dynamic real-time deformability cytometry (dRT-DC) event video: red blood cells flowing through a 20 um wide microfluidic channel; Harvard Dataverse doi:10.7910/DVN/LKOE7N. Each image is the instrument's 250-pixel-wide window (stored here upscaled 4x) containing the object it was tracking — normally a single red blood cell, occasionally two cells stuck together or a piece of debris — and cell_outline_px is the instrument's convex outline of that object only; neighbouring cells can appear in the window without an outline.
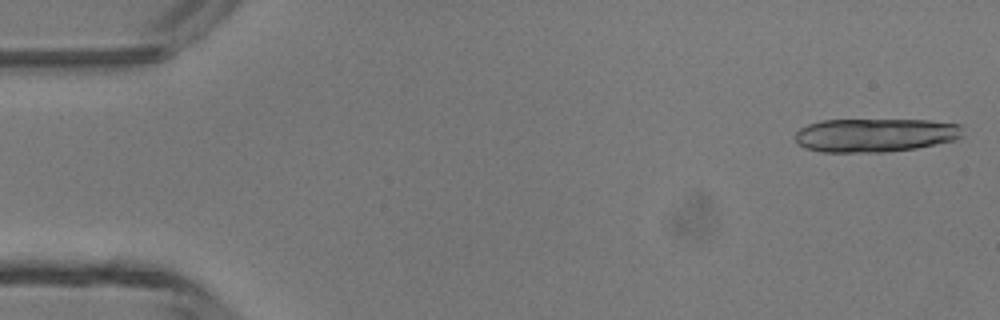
{"species": "common noctule bat (a hibernating species)", "species_latin": "Nyctalus noctula", "temperature_condition": "room temperature", "stored_images_in_passage": 15, "camera_frame_rate_fps": 3000, "um_per_image_px": 0.085, "animal": {"sex": "male", "body_mass_g": 13.3}, "frame": {"image": 1, "passage_image": 1, "time_ms": 0.0, "image_size_px": [1000, 320], "cell_outline_px": [[964, 136], [956, 140], [916, 148], [884, 152], [820, 152], [804, 148], [796, 140], [796, 132], [800, 128], [808, 124], [820, 120], [928, 120], [960, 124]], "centroid_in_image_um": [74.4, 11.48], "position_along_channel_um": 10.6, "area_um2": 33.0}}